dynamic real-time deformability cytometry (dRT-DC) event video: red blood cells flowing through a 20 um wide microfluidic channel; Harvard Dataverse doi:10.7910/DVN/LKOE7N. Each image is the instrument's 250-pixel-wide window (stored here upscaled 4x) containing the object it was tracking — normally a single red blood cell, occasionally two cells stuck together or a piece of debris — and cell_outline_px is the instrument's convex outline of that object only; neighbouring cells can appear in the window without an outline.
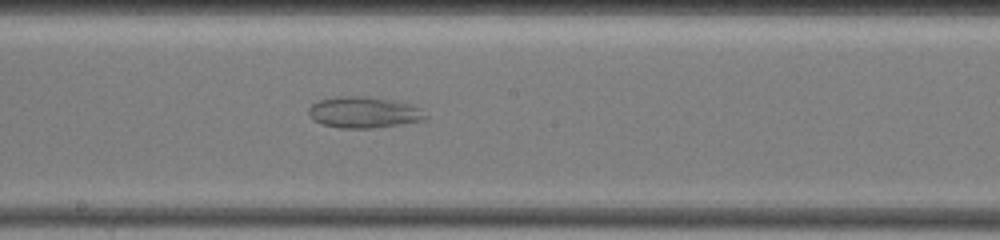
{"species": "common noctule bat (a hibernating species)", "species_latin": "Nyctalus noctula", "temperature_condition": "warm", "stored_images_in_passage": 68, "segment_of_instrument_passage": [2, 2], "camera_frame_rate_fps": 3000, "um_per_image_px": 0.085, "animal": {"sex": "female", "body_mass_g": 19.5, "forearm_length_mm": 54.1}, "frame": {"image": 1, "passage_image": 45, "time_ms": 13.0, "image_size_px": [1000, 240], "cell_outline_px": [[428, 120], [372, 128], [340, 128], [324, 124], [312, 120], [308, 112], [308, 108], [312, 104], [320, 100], [340, 96], [368, 96], [408, 104], [420, 108], [428, 116]], "centroid_in_image_um": [30.93, 9.56], "position_along_channel_um": 217.3, "area_um2": 21.15}}
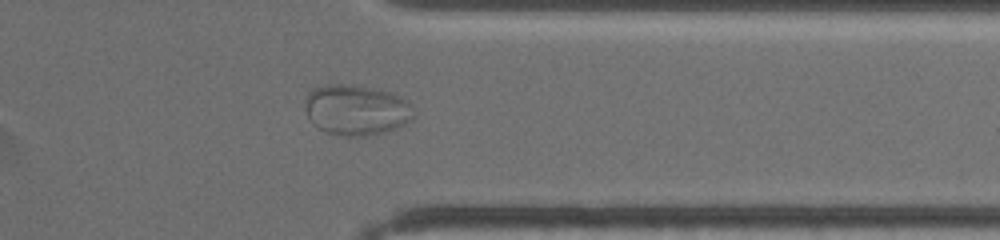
{"frame": {"image": 2, "passage_image": 58, "time_ms": 17.667, "image_size_px": [1000, 240], "cell_outline_px": [[416, 112], [412, 120], [396, 128], [384, 132], [364, 136], [344, 136], [328, 132], [320, 128], [308, 120], [304, 104], [304, 100], [308, 92], [312, 88], [324, 84], [348, 84], [388, 92], [400, 96], [408, 100]], "centroid_in_image_um": [30.27, 9.34], "position_along_channel_um": 381.1, "area_um2": 32.19}}
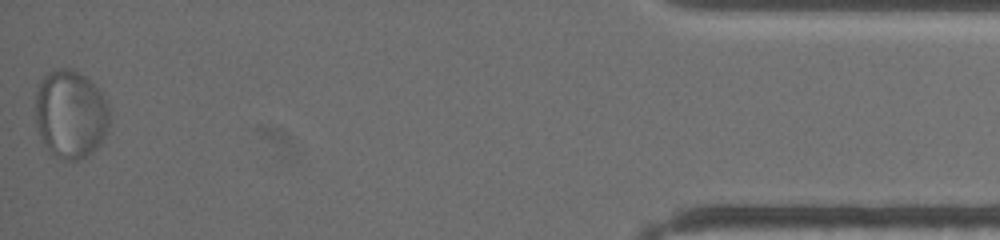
{"frame": {"image": 3, "passage_image": 68, "time_ms": 21.0, "image_size_px": [1000, 240], "cell_outline_px": [[108, 124], [104, 136], [100, 144], [88, 156], [76, 160], [68, 160], [56, 156], [48, 148], [36, 124], [36, 92], [44, 76], [48, 72], [60, 68], [68, 68], [80, 72], [100, 92], [108, 104]], "centroid_in_image_um": [6.0, 9.69], "position_along_channel_um": 429.2, "area_um2": 37.45}}